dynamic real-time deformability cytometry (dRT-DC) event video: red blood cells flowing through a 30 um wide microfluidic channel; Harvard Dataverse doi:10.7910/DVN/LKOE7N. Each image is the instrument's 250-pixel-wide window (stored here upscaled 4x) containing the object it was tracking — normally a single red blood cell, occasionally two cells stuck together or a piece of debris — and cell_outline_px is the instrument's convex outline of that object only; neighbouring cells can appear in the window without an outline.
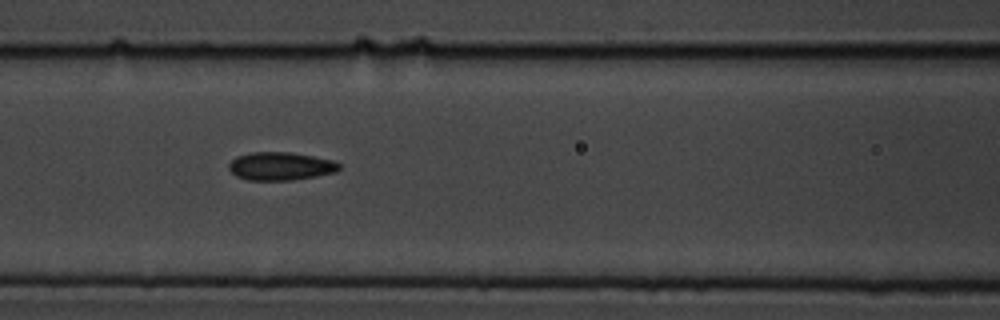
{"species": "common noctule bat (a hibernating species)", "species_latin": "Nyctalus noctula", "temperature_condition": "cold", "stored_images_in_passage": 6, "segment_of_instrument_passage": [1, 2], "camera_frame_rate_fps": 3000, "um_per_image_px": 0.085, "animal": {"sex": "male", "body_mass_g": 19.5, "forearm_length_mm": 54.6}, "frame": {"image": 1, "passage_image": 3, "time_ms": 0.667, "image_size_px": [1000, 320], "cell_outline_px": [[340, 168], [336, 172], [316, 176], [292, 180], [248, 180], [236, 176], [228, 168], [228, 164], [236, 156], [248, 152], [292, 152], [336, 160], [340, 164]], "centroid_in_image_um": [23.86, 14.11], "position_along_channel_um": 142.7, "area_um2": 18.32}}
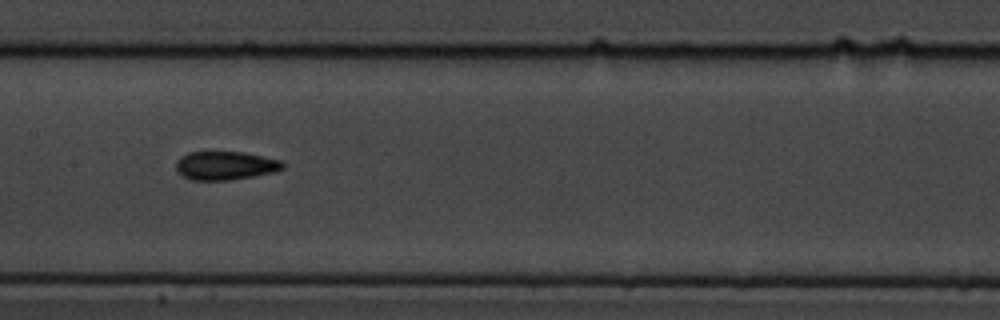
{"frame": {"image": 2, "passage_image": 4, "time_ms": 1.0, "image_size_px": [1000, 320], "cell_outline_px": [[284, 168], [276, 172], [228, 180], [192, 180], [176, 172], [176, 160], [180, 156], [188, 152], [244, 152], [280, 160], [284, 164]], "centroid_in_image_um": [19.13, 14.07], "position_along_channel_um": 188.3, "area_um2": 17.8}}
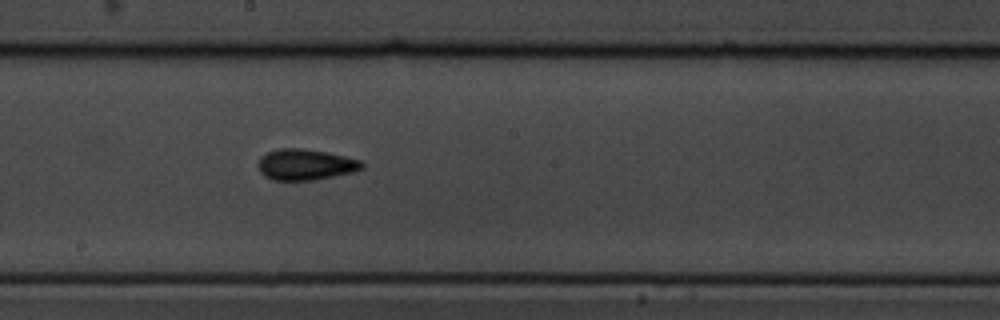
{"frame": {"image": 3, "passage_image": 5, "time_ms": 1.333, "image_size_px": [1000, 320], "cell_outline_px": [[364, 168], [352, 172], [316, 180], [272, 180], [264, 176], [260, 172], [256, 164], [260, 156], [268, 152], [280, 148], [300, 148], [324, 152], [344, 156], [360, 160], [364, 164]], "centroid_in_image_um": [25.92, 14.0], "position_along_channel_um": 222.3, "area_um2": 18.79}}